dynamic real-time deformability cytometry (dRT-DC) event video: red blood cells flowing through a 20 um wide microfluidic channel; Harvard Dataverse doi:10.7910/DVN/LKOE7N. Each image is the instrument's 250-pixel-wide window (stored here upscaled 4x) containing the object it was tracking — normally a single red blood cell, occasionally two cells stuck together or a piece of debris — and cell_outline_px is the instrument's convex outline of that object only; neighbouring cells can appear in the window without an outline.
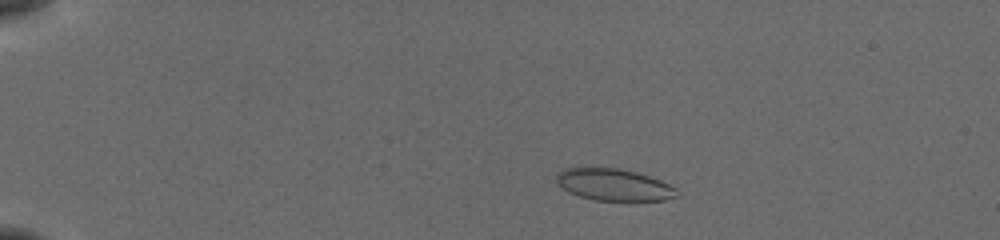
{"species": "common noctule bat (a hibernating species)", "species_latin": "Nyctalus noctula", "temperature_condition": "cold", "stored_images_in_passage": 47, "camera_frame_rate_fps": 3000, "um_per_image_px": 0.085, "animal": {"sex": "female", "body_mass_g": 19.5, "forearm_length_mm": 54.1}, "frame": {"image": 1, "passage_image": 4, "time_ms": 1.0, "image_size_px": [1000, 240], "cell_outline_px": [[680, 196], [664, 200], [596, 200], [580, 196], [568, 192], [556, 180], [556, 176], [564, 168], [616, 168], [636, 172], [660, 180], [676, 188]], "centroid_in_image_um": [52.21, 15.7], "position_along_channel_um": 32.8, "area_um2": 22.02}}
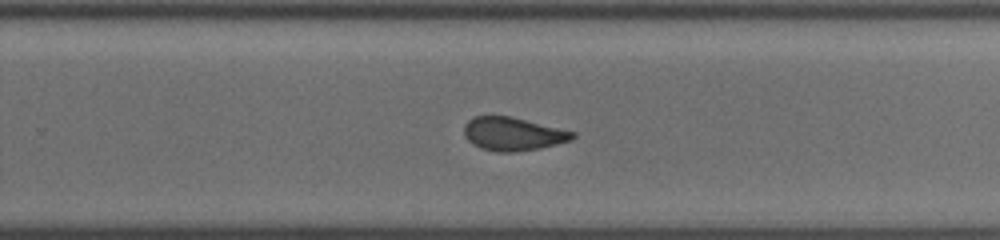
{"frame": {"image": 2, "passage_image": 30, "time_ms": 9.667, "image_size_px": [1000, 240], "cell_outline_px": [[576, 136], [572, 140], [540, 148], [512, 152], [496, 152], [480, 148], [472, 144], [464, 136], [464, 124], [468, 120], [476, 116], [512, 116], [576, 132]], "centroid_in_image_um": [43.59, 11.38], "position_along_channel_um": 286.2, "area_um2": 21.21}}
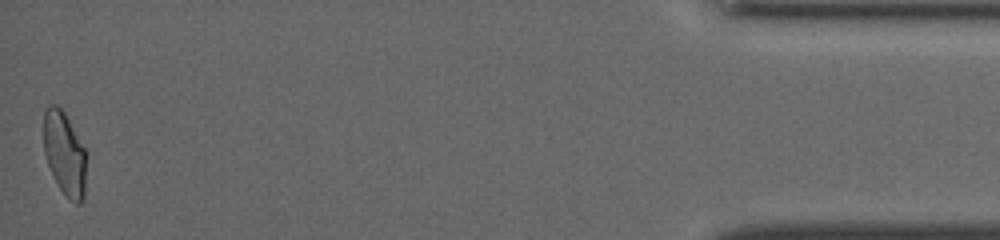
{"frame": {"image": 3, "passage_image": 47, "time_ms": 15.333, "image_size_px": [1000, 240], "cell_outline_px": [[88, 152], [84, 196], [80, 204], [76, 204], [68, 200], [52, 176], [44, 152], [44, 112], [48, 104], [56, 104], [64, 112]], "centroid_in_image_um": [5.52, 13.08], "position_along_channel_um": 429.7, "area_um2": 21.33}, "authors_computed_cell_mechanics": {"area_um2": 21.9062, "velocity_mm_per_s": 3.8669, "shape_relaxation_time_tau1_ms": null, "shape_relaxation_time_tau2_ms": 1.5467, "deformation_change_tau1": null, "deformation_change_tau2": 0.0655}}